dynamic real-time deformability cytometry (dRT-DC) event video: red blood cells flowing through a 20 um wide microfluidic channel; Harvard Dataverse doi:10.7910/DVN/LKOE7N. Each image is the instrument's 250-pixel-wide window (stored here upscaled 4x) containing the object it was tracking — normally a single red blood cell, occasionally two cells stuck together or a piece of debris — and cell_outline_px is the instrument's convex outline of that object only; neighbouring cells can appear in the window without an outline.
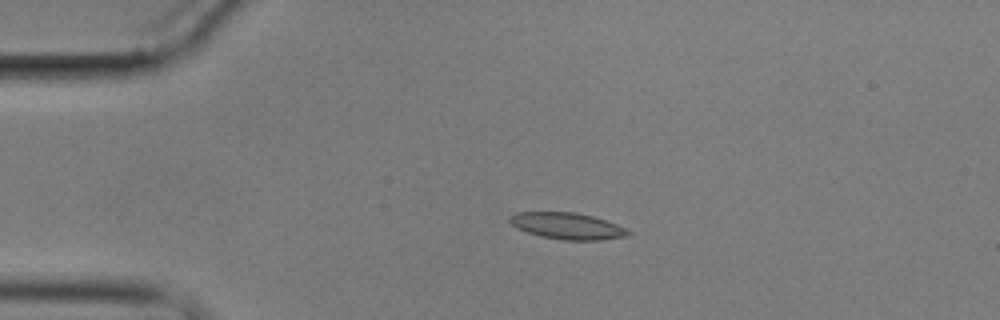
{"species": "common noctule bat (a hibernating species)", "species_latin": "Nyctalus noctula", "temperature_condition": "cold", "stored_images_in_passage": 4, "camera_frame_rate_fps": 3000, "um_per_image_px": 0.085, "animal": {"sex": "male", "body_mass_g": 17.9}, "frame": {"image": 1, "passage_image": 3, "time_ms": 2.333, "image_size_px": [1000, 320], "cell_outline_px": [[632, 232], [624, 236], [600, 240], [564, 240], [540, 236], [516, 228], [508, 220], [508, 216], [516, 212], [576, 212], [592, 216], [616, 224]], "centroid_in_image_um": [48.16, 19.2], "position_along_channel_um": 36.8, "area_um2": 18.15}}